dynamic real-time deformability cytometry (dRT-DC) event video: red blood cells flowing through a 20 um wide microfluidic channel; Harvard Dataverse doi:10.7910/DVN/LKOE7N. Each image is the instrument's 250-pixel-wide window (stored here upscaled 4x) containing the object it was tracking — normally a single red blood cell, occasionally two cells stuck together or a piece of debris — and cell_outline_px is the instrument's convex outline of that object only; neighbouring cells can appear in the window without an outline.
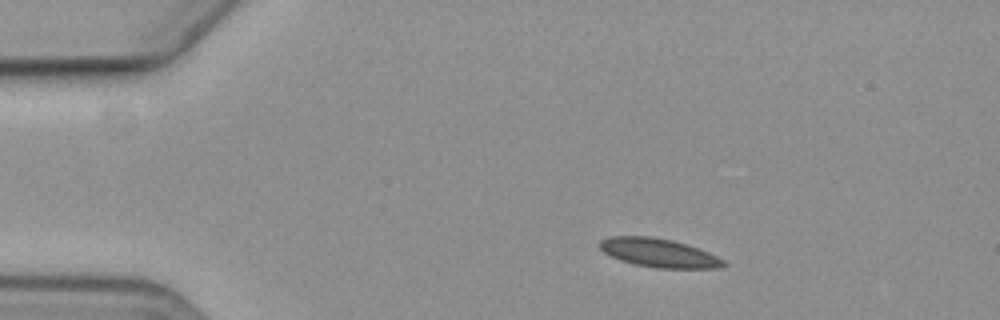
{"species": "common noctule bat (a hibernating species)", "species_latin": "Nyctalus noctula", "temperature_condition": "cold", "stored_images_in_passage": 3, "camera_frame_rate_fps": 3000, "um_per_image_px": 0.085, "animal": {"sex": "female", "body_mass_g": 19.3, "forearm_length_mm": 54.1}, "frame": {"image": 1, "passage_image": 1, "time_ms": 0.0, "image_size_px": [1000, 320], "cell_outline_px": [[728, 264], [724, 268], [656, 268], [636, 264], [620, 260], [604, 252], [600, 248], [600, 240], [608, 236], [652, 236], [672, 240], [688, 244], [708, 252], [724, 260]], "centroid_in_image_um": [56.03, 21.49], "position_along_channel_um": 29.0, "area_um2": 20.75}}
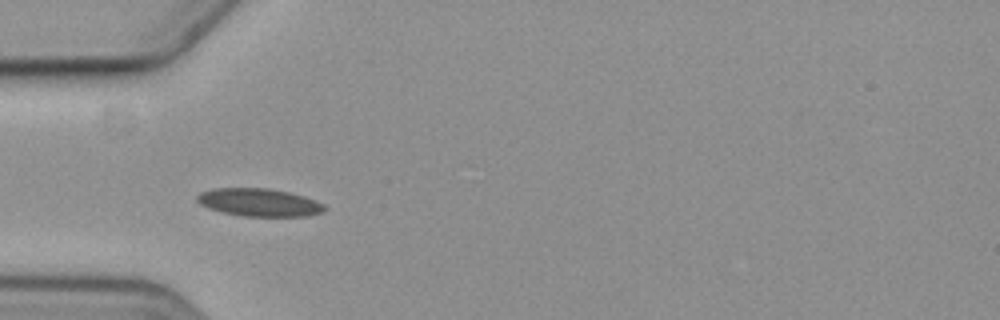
{"frame": {"image": 2, "passage_image": 3, "time_ms": 2.667, "image_size_px": [1000, 320], "cell_outline_px": [[328, 208], [324, 212], [308, 216], [240, 216], [220, 212], [208, 208], [200, 204], [196, 200], [196, 196], [200, 192], [212, 188], [268, 188], [288, 192], [304, 196], [316, 200], [324, 204]], "centroid_in_image_um": [22.03, 17.21], "position_along_channel_um": 63.0, "area_um2": 20.98}}